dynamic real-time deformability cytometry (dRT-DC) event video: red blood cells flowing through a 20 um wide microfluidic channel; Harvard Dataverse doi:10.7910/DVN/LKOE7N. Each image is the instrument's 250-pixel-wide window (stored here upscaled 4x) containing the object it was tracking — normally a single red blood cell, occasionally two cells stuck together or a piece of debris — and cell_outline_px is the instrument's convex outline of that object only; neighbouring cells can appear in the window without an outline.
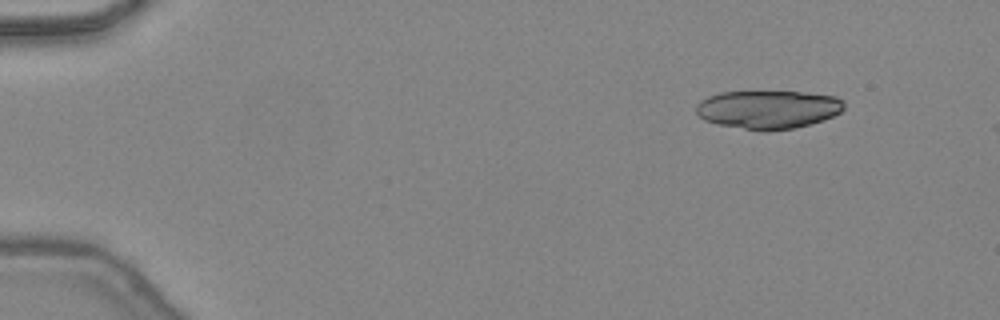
{"species": "common noctule bat (a hibernating species)", "species_latin": "Nyctalus noctula", "temperature_condition": "warm", "stored_images_in_passage": 3, "camera_frame_rate_fps": 3000, "um_per_image_px": 0.085, "animal": {"sex": "female", "body_mass_g": 24.6, "forearm_length_mm": 56.2}, "frame": {"image": 1, "passage_image": 1, "time_ms": 0.0, "image_size_px": [1000, 320], "cell_outline_px": [[844, 108], [840, 112], [824, 120], [792, 128], [768, 132], [760, 132], [716, 124], [704, 120], [696, 112], [696, 104], [700, 100], [708, 96], [720, 92], [808, 92], [836, 96], [844, 100]], "centroid_in_image_um": [65.28, 9.31], "position_along_channel_um": 19.7, "area_um2": 33.47}}